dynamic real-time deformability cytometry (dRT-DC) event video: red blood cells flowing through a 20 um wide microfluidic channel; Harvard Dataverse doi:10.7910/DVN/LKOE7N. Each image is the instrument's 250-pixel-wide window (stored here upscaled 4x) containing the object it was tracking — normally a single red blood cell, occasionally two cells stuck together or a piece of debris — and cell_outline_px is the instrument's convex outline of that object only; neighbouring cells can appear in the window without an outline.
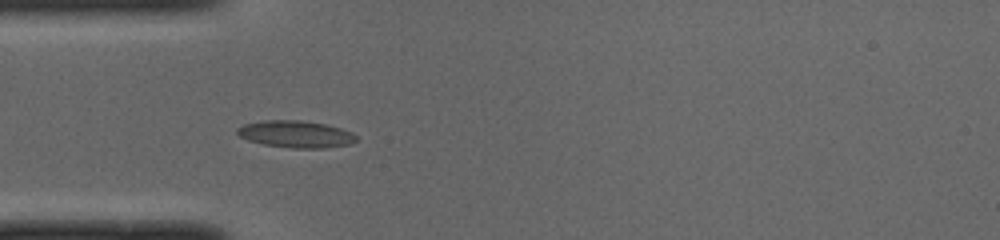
{"species": "common noctule bat (a hibernating species)", "species_latin": "Nyctalus noctula", "temperature_condition": "cold", "stored_images_in_passage": 32, "camera_frame_rate_fps": 3000, "um_per_image_px": 0.085, "animal": {"sex": "male", "body_mass_g": 19.0, "forearm_length_mm": 50.8}, "frame": {"image": 1, "passage_image": 1, "time_ms": 0.0, "image_size_px": [1000, 240], "cell_outline_px": [[356, 140], [348, 144], [324, 148], [292, 148], [264, 144], [248, 140], [240, 136], [236, 132], [236, 128], [244, 124], [264, 120], [300, 120], [324, 124], [340, 128], [352, 132], [356, 136]], "centroid_in_image_um": [25.11, 11.4], "position_along_channel_um": 59.9, "area_um2": 18.55}}
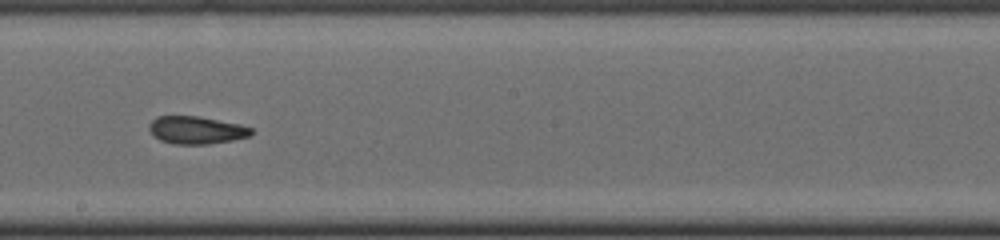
{"frame": {"image": 2, "passage_image": 14, "time_ms": 4.333, "image_size_px": [1000, 240], "cell_outline_px": [[252, 132], [248, 136], [232, 140], [208, 144], [172, 144], [160, 140], [152, 136], [148, 128], [148, 124], [156, 116], [200, 116], [240, 124], [252, 128]], "centroid_in_image_um": [16.63, 11.05], "position_along_channel_um": 231.6, "area_um2": 16.59}}
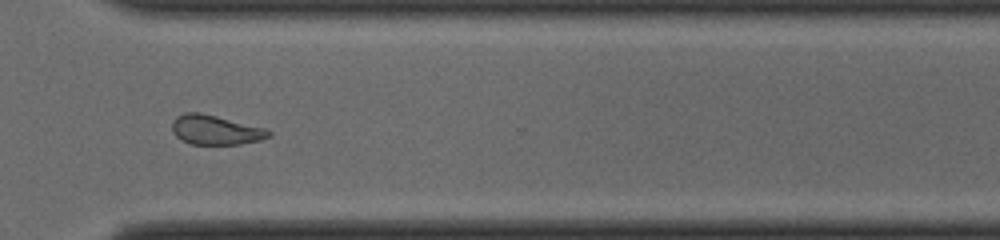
{"frame": {"image": 3, "passage_image": 23, "time_ms": 7.333, "image_size_px": [1000, 240], "cell_outline_px": [[272, 136], [260, 140], [240, 144], [192, 144], [180, 140], [172, 132], [172, 120], [176, 116], [184, 112], [200, 112], [264, 128], [272, 132]], "centroid_in_image_um": [18.28, 11.04], "position_along_channel_um": 352.3, "area_um2": 16.65}, "authors_computed_cell_mechanics": {"area_um2": 17.1377, "velocity_mm_per_s": 4.0023, "shape_relaxation_time_tau1_ms": 10.7683, "shape_relaxation_time_tau2_ms": 3.1126, "deformation_change_tau1": 0.1942, "deformation_change_tau2": 0.0992}}